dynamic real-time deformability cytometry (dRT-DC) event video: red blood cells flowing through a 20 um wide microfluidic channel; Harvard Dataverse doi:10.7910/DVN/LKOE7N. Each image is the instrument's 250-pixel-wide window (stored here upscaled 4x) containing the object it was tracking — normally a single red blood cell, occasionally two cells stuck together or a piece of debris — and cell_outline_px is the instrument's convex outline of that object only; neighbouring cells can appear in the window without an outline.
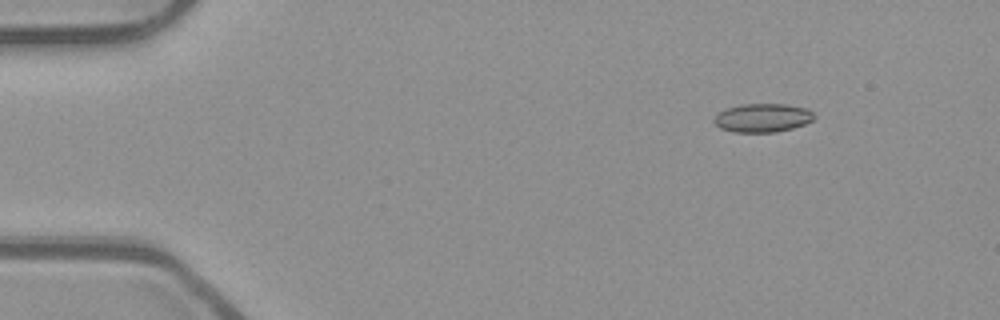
{"species": "common noctule bat (a hibernating species)", "species_latin": "Nyctalus noctula", "temperature_condition": "room temperature", "stored_images_in_passage": 47, "camera_frame_rate_fps": 3000, "um_per_image_px": 0.085, "animal": {"sex": "male", "body_mass_g": 23.1, "forearm_length_mm": 52.7}, "frame": {"image": 1, "passage_image": 1, "time_ms": 0.0, "image_size_px": [1000, 320], "cell_outline_px": [[816, 116], [812, 120], [804, 124], [792, 128], [776, 132], [732, 132], [720, 128], [712, 120], [720, 112], [728, 108], [740, 104], [788, 104], [808, 108]], "centroid_in_image_um": [64.84, 10.01], "position_along_channel_um": 20.2, "area_um2": 16.7}}
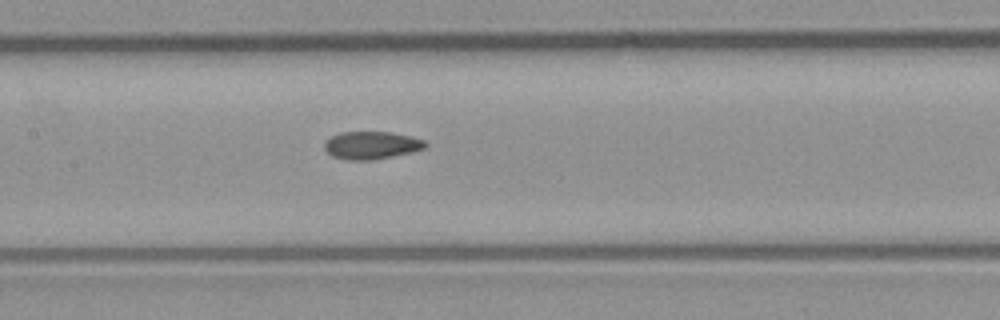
{"frame": {"image": 2, "passage_image": 20, "time_ms": 6.333, "image_size_px": [1000, 320], "cell_outline_px": [[428, 144], [424, 148], [412, 152], [372, 160], [348, 160], [332, 156], [324, 148], [324, 144], [332, 136], [340, 132], [392, 132], [424, 140]], "centroid_in_image_um": [31.57, 12.35], "position_along_channel_um": 175.8, "area_um2": 16.13}}
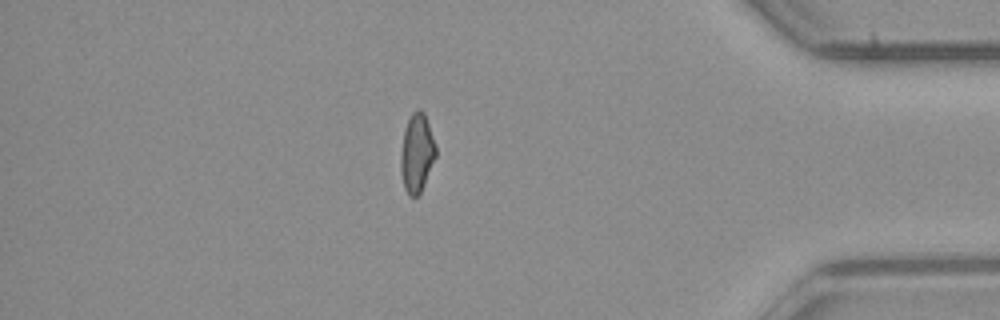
{"frame": {"image": 3, "passage_image": 40, "time_ms": 13.0, "image_size_px": [1000, 320], "cell_outline_px": [[436, 156], [424, 184], [420, 192], [416, 196], [408, 196], [404, 188], [400, 168], [400, 156], [404, 132], [408, 120], [412, 112], [416, 108], [420, 108], [424, 112], [436, 148]], "centroid_in_image_um": [35.42, 13.0], "position_along_channel_um": 399.8, "area_um2": 15.9}, "authors_computed_cell_mechanics": {"area_um2": 16.1262, "velocity_mm_per_s": 3.9247, "shape_relaxation_time_tau1_ms": null, "shape_relaxation_time_tau2_ms": 2.661, "deformation_change_tau1": null, "deformation_change_tau2": 0.0867}}